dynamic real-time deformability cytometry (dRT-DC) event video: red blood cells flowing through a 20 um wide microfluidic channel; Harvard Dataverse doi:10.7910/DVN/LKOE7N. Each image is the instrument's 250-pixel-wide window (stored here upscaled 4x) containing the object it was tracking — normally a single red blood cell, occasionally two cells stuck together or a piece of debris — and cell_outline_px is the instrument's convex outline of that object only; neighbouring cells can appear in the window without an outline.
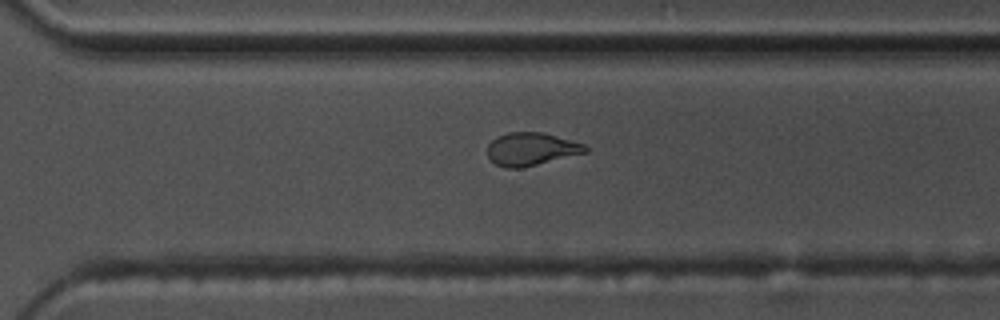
{"species": "common noctule bat (a hibernating species)", "species_latin": "Nyctalus noctula", "temperature_condition": "warm", "stored_images_in_passage": 35, "camera_frame_rate_fps": 3000, "um_per_image_px": 0.085, "animal": {"sex": "male", "body_mass_g": 17.5, "forearm_length_mm": 52.3}, "frame": {"image": 1, "passage_image": 26, "time_ms": 8.333, "image_size_px": [1000, 320], "cell_outline_px": [[588, 152], [520, 168], [504, 168], [496, 164], [488, 156], [488, 144], [496, 136], [508, 132], [544, 132], [584, 144], [588, 148]], "centroid_in_image_um": [45.14, 12.66], "position_along_channel_um": 325.5, "area_um2": 18.73}}
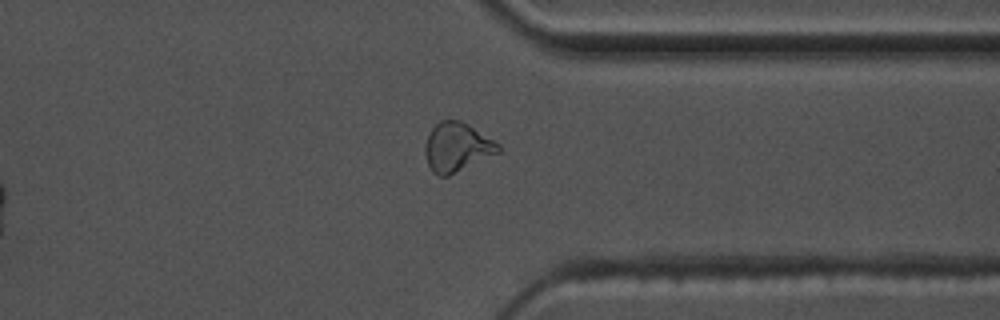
{"frame": {"image": 2, "passage_image": 30, "time_ms": 9.667, "image_size_px": [1000, 320], "cell_outline_px": [[500, 152], [448, 176], [440, 176], [432, 172], [428, 164], [424, 152], [424, 148], [428, 132], [440, 120], [460, 120], [468, 124], [500, 144]], "centroid_in_image_um": [38.82, 12.5], "position_along_channel_um": 372.6, "area_um2": 20.92}, "authors_computed_cell_mechanics": {"area_um2": 19.1318, "velocity_mm_per_s": 3.6706, "shape_relaxation_time_tau1_ms": null, "shape_relaxation_time_tau2_ms": 2.1293, "deformation_change_tau1": null, "deformation_change_tau2": 0.0868}}